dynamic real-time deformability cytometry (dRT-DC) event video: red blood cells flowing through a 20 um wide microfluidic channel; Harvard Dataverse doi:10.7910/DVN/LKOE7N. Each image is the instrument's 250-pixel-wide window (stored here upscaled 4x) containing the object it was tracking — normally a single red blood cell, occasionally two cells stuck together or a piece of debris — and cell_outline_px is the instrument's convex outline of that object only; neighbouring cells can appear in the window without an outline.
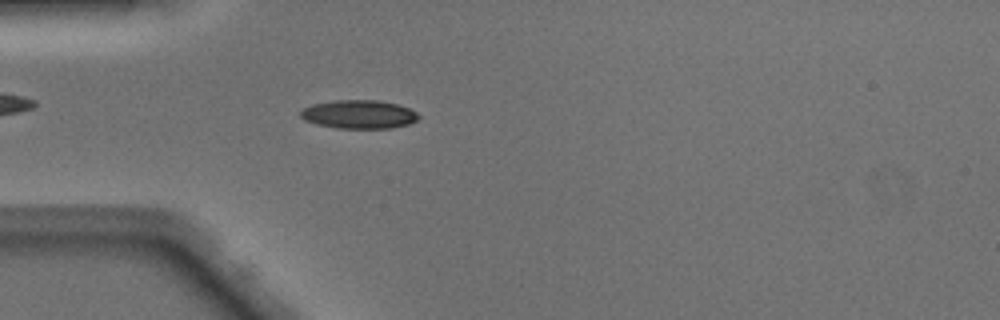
{"species": "Egyptian fruit bat (a non-hibernating species)", "species_latin": "Rousettus aegyptiacus", "temperature_condition": "warm", "stored_images_in_passage": 49, "camera_frame_rate_fps": 3000, "um_per_image_px": 0.085, "animal": {"sex": "male"}, "frame": {"image": 1, "passage_image": 14, "time_ms": 4.333, "image_size_px": [1000, 320], "cell_outline_px": [[420, 116], [416, 120], [408, 124], [392, 128], [336, 128], [316, 124], [304, 120], [300, 116], [300, 112], [304, 108], [312, 104], [336, 100], [380, 100], [396, 104], [408, 108], [416, 112]], "centroid_in_image_um": [30.49, 9.72], "position_along_channel_um": 54.5, "area_um2": 19.59}}
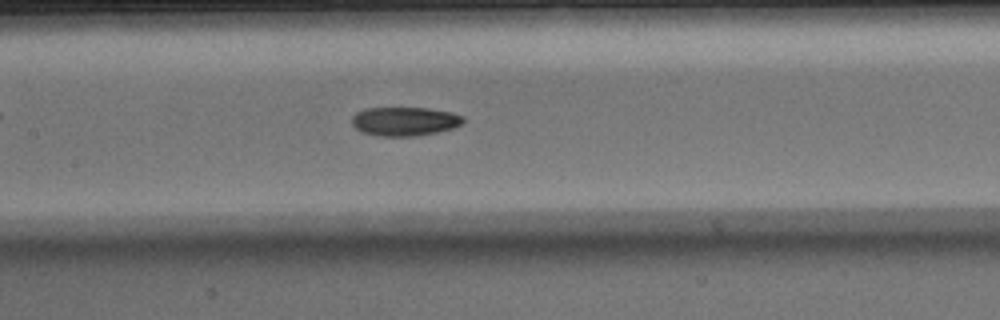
{"frame": {"image": 2, "passage_image": 23, "time_ms": 7.333, "image_size_px": [1000, 320], "cell_outline_px": [[464, 120], [460, 124], [452, 128], [436, 132], [416, 136], [376, 136], [360, 132], [352, 124], [352, 116], [356, 112], [364, 108], [428, 108], [452, 112], [464, 116]], "centroid_in_image_um": [34.36, 10.31], "position_along_channel_um": 173.0, "area_um2": 18.84}}
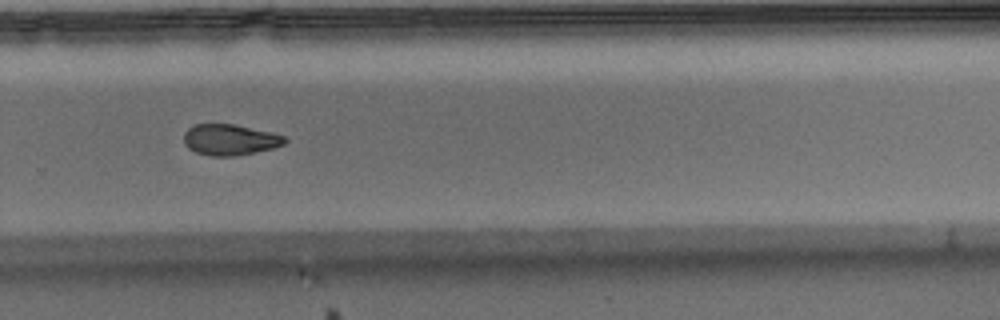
{"frame": {"image": 3, "passage_image": 33, "time_ms": 10.667, "image_size_px": [1000, 320], "cell_outline_px": [[288, 140], [284, 144], [272, 148], [236, 156], [212, 156], [196, 152], [188, 148], [184, 144], [184, 132], [188, 128], [196, 124], [236, 124], [272, 132], [284, 136]], "centroid_in_image_um": [19.54, 11.87], "position_along_channel_um": 310.3, "area_um2": 18.26}, "authors_computed_cell_mechanics": {"area_um2": 18.7272, "velocity_mm_per_s": 4.132, "shape_relaxation_time_tau1_ms": null, "shape_relaxation_time_tau2_ms": 5.4007, "deformation_change_tau1": null, "deformation_change_tau2": 0.1178}}